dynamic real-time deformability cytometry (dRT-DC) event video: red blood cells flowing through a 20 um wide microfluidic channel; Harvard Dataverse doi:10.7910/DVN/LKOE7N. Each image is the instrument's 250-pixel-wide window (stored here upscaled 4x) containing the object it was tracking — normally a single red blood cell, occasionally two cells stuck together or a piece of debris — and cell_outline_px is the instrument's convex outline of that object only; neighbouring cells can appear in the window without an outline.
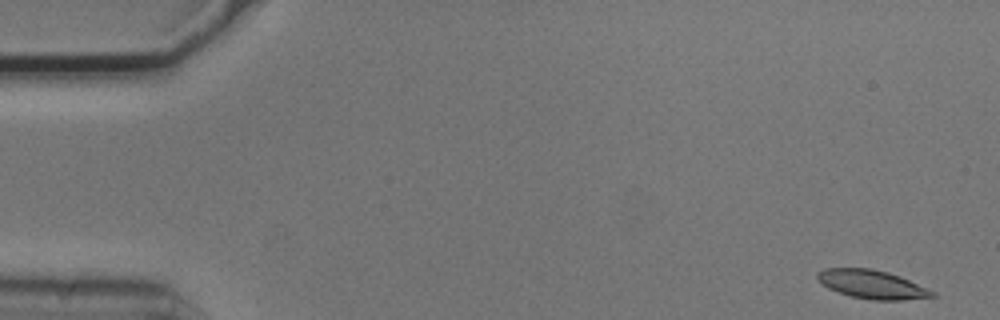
{"species": "common noctule bat (a hibernating species)", "species_latin": "Nyctalus noctula", "temperature_condition": "cold", "stored_images_in_passage": 53, "camera_frame_rate_fps": 3000, "um_per_image_px": 0.085, "animal": {"sex": "male", "body_mass_g": 20.5, "forearm_length_mm": 52.5}, "frame": {"image": 1, "passage_image": 1, "time_ms": 0.0, "image_size_px": [1000, 320], "cell_outline_px": [[936, 296], [904, 300], [872, 300], [852, 296], [828, 288], [816, 276], [824, 268], [872, 268], [888, 272], [900, 276], [936, 292]], "centroid_in_image_um": [74.17, 24.17], "position_along_channel_um": 10.8, "area_um2": 18.9}}
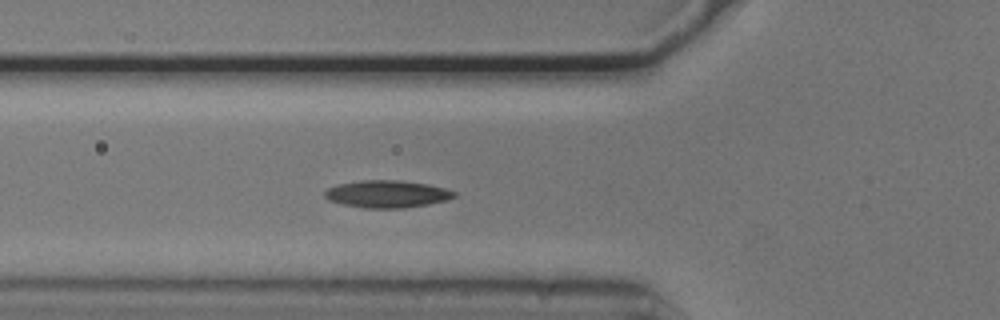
{"frame": {"image": 2, "passage_image": 18, "time_ms": 5.667, "image_size_px": [1000, 320], "cell_outline_px": [[456, 196], [448, 200], [428, 204], [404, 208], [364, 208], [344, 204], [328, 200], [324, 196], [324, 192], [328, 188], [336, 184], [360, 180], [396, 180], [428, 184], [444, 188], [456, 192]], "centroid_in_image_um": [32.89, 16.49], "position_along_channel_um": 92.9, "area_um2": 20.63}}
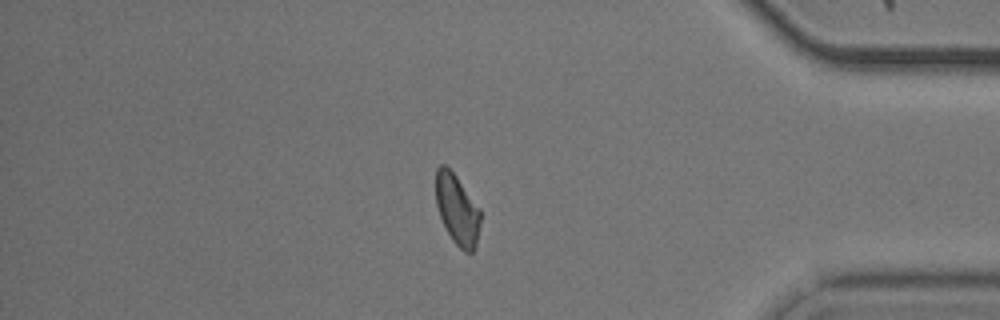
{"frame": {"image": 3, "passage_image": 45, "time_ms": 14.667, "image_size_px": [1000, 320], "cell_outline_px": [[480, 220], [476, 248], [472, 252], [464, 252], [452, 240], [440, 216], [436, 204], [436, 168], [440, 164], [444, 164], [456, 176], [480, 208]], "centroid_in_image_um": [38.86, 17.81], "position_along_channel_um": 396.3, "area_um2": 18.15}, "authors_computed_cell_mechanics": {"area_um2": 19.1318, "velocity_mm_per_s": 3.6992, "shape_relaxation_time_tau1_ms": 7.5294, "shape_relaxation_time_tau2_ms": 5.4722, "deformation_change_tau1": 0.1492, "deformation_change_tau2": 0.1157}}